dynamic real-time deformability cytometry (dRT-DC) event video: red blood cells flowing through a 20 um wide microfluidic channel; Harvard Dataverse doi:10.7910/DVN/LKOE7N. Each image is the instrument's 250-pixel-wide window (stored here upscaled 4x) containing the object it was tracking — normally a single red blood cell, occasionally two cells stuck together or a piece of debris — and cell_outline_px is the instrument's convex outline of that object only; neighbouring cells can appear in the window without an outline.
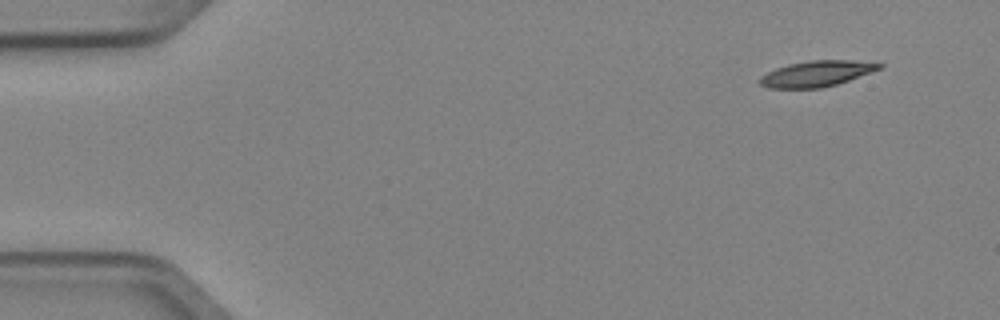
{"species": "Egyptian fruit bat (a non-hibernating species)", "species_latin": "Rousettus aegyptiacus", "temperature_condition": "cold", "stored_images_in_passage": 4, "camera_frame_rate_fps": 3000, "um_per_image_px": 0.085, "animal": {"sex": "female"}, "frame": {"image": 1, "passage_image": 1, "time_ms": 0.0, "image_size_px": [1000, 320], "cell_outline_px": [[884, 64], [880, 68], [872, 72], [836, 84], [820, 88], [768, 88], [760, 84], [756, 80], [760, 76], [776, 68], [788, 64], [808, 60], [852, 60]], "centroid_in_image_um": [69.36, 6.26], "position_along_channel_um": 15.6, "area_um2": 17.92}}